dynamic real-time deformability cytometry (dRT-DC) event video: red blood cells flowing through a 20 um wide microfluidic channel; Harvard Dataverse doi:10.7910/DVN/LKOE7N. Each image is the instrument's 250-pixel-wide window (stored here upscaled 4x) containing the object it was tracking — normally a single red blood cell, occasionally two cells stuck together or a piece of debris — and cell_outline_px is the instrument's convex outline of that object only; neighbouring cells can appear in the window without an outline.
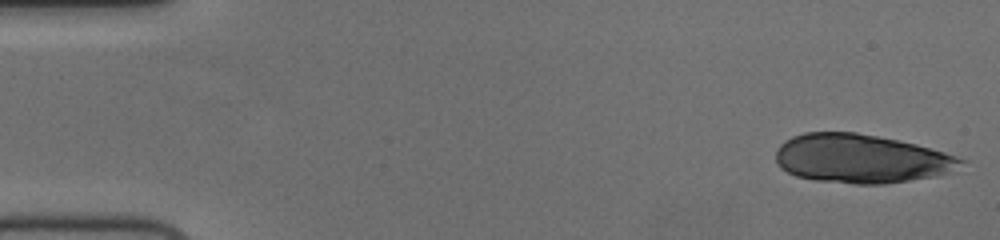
{"species": "human", "species_latin": "Homo sapiens", "temperature_condition": "cold", "stored_images_in_passage": 52, "camera_frame_rate_fps": 3000, "um_per_image_px": 0.085, "donor": {"sex": "female"}, "frame": {"image": 1, "passage_image": 1, "time_ms": 0.0, "image_size_px": [1000, 240], "cell_outline_px": [[968, 160], [948, 172], [936, 176], [884, 184], [856, 184], [816, 180], [796, 176], [780, 168], [776, 164], [776, 148], [784, 140], [792, 136], [804, 132], [856, 132], [900, 140], [916, 144], [944, 152]], "centroid_in_image_um": [73.15, 13.48], "position_along_channel_um": 11.9, "area_um2": 52.77}}
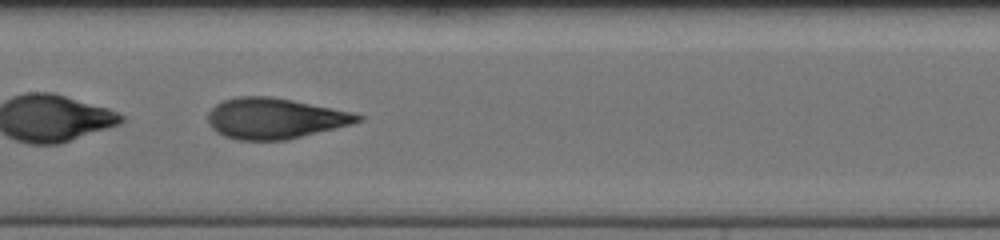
{"frame": {"image": 2, "passage_image": 27, "time_ms": 8.667, "image_size_px": [1000, 240], "cell_outline_px": [[364, 120], [352, 124], [288, 140], [236, 140], [224, 136], [216, 132], [208, 124], [208, 112], [216, 104], [224, 100], [236, 96], [272, 96], [352, 112], [364, 116]], "centroid_in_image_um": [23.35, 10.07], "position_along_channel_um": 184.0, "area_um2": 35.72}}
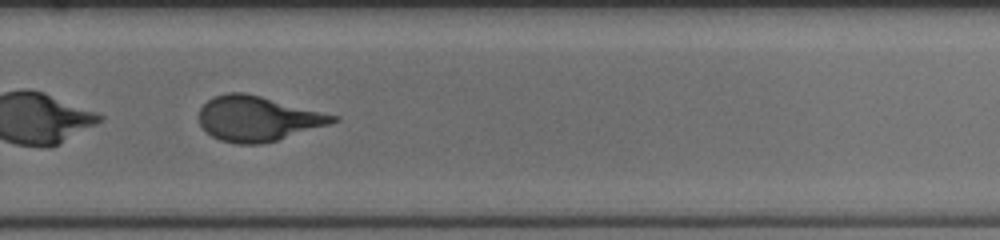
{"frame": {"image": 3, "passage_image": 37, "time_ms": 12.0, "image_size_px": [1000, 240], "cell_outline_px": [[340, 120], [328, 124], [276, 140], [260, 144], [236, 144], [220, 140], [212, 136], [200, 124], [200, 108], [212, 96], [228, 92], [244, 92], [340, 116]], "centroid_in_image_um": [21.89, 10.07], "position_along_channel_um": 307.9, "area_um2": 34.74}, "authors_computed_cell_mechanics": {"area_um2": 35.5181, "velocity_mm_per_s": 3.7227, "shape_relaxation_time_tau1_ms": 4.9457, "shape_relaxation_time_tau2_ms": 1.0026, "deformation_change_tau1": 0.1989, "deformation_change_tau2": 0.0827}}